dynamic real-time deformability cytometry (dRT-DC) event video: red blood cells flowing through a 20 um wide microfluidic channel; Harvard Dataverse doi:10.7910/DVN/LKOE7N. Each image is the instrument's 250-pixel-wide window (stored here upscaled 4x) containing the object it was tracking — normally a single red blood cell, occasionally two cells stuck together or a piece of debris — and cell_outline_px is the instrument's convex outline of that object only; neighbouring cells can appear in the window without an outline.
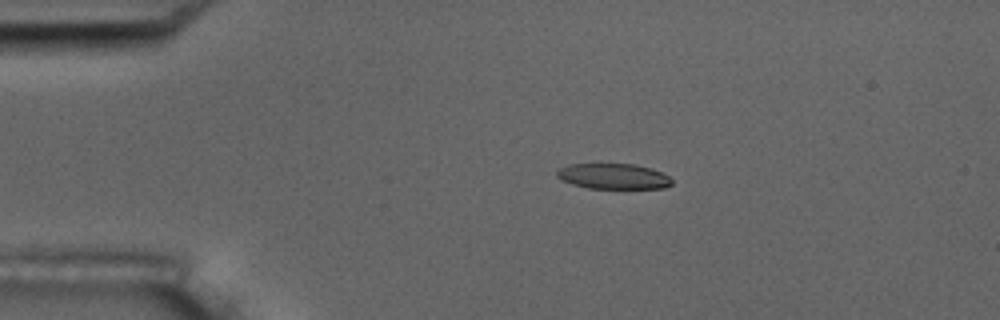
{"species": "common noctule bat (a hibernating species)", "species_latin": "Nyctalus noctula", "temperature_condition": "room temperature", "stored_images_in_passage": 9, "camera_frame_rate_fps": 3000, "um_per_image_px": 0.085, "animal": {"sex": "male", "body_mass_g": 17.5, "forearm_length_mm": 52.3}, "frame": {"image": 1, "passage_image": 4, "time_ms": 3.667, "image_size_px": [1000, 320], "cell_outline_px": [[672, 184], [664, 188], [588, 188], [572, 184], [560, 180], [556, 176], [556, 172], [560, 168], [568, 164], [636, 164], [652, 168], [668, 176], [672, 180]], "centroid_in_image_um": [52.12, 14.98], "position_along_channel_um": 32.9, "area_um2": 17.11}}
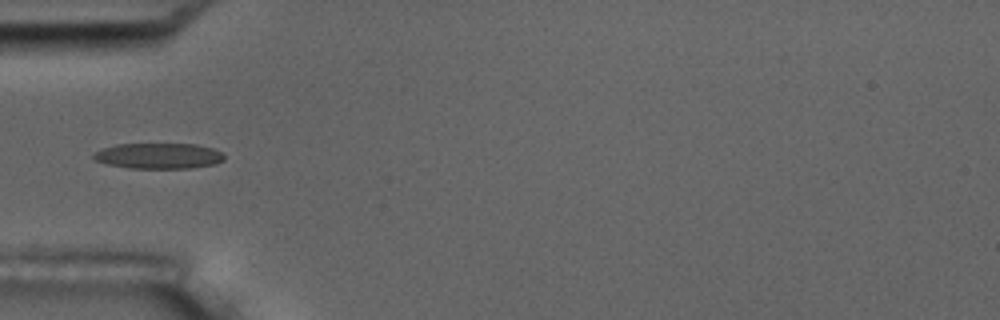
{"frame": {"image": 2, "passage_image": 6, "time_ms": 6.0, "image_size_px": [1000, 320], "cell_outline_px": [[224, 160], [216, 164], [192, 168], [128, 168], [108, 164], [96, 160], [92, 156], [100, 148], [116, 144], [196, 144], [212, 148], [224, 152]], "centroid_in_image_um": [13.52, 13.25], "position_along_channel_um": 71.5, "area_um2": 19.65}}
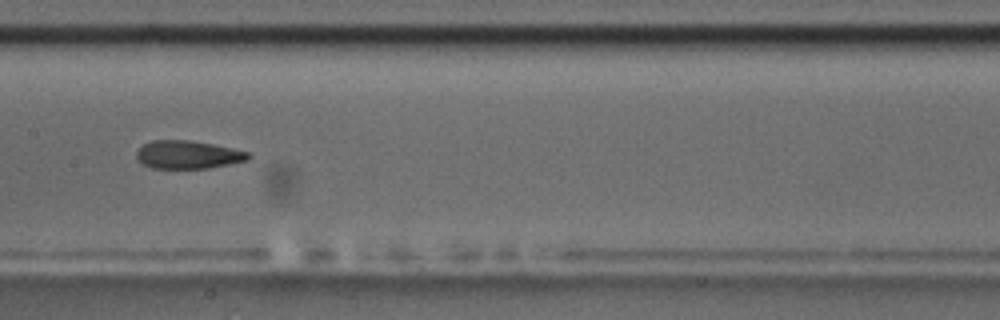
{"frame": {"image": 3, "passage_image": 9, "time_ms": 9.333, "image_size_px": [1000, 320], "cell_outline_px": [[252, 156], [248, 160], [208, 168], [152, 168], [144, 164], [136, 156], [136, 152], [144, 144], [152, 140], [188, 140], [212, 144], [232, 148], [248, 152]], "centroid_in_image_um": [15.99, 13.14], "position_along_channel_um": 191.4, "area_um2": 18.09}}